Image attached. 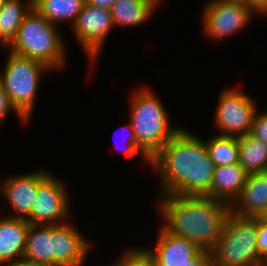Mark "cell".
<instances>
[{
	"instance_id": "obj_30",
	"label": "cell",
	"mask_w": 267,
	"mask_h": 266,
	"mask_svg": "<svg viewBox=\"0 0 267 266\" xmlns=\"http://www.w3.org/2000/svg\"><path fill=\"white\" fill-rule=\"evenodd\" d=\"M117 0H86V3L90 6L111 9L112 5Z\"/></svg>"
},
{
	"instance_id": "obj_18",
	"label": "cell",
	"mask_w": 267,
	"mask_h": 266,
	"mask_svg": "<svg viewBox=\"0 0 267 266\" xmlns=\"http://www.w3.org/2000/svg\"><path fill=\"white\" fill-rule=\"evenodd\" d=\"M160 0H117L111 7L114 26H138L151 18Z\"/></svg>"
},
{
	"instance_id": "obj_2",
	"label": "cell",
	"mask_w": 267,
	"mask_h": 266,
	"mask_svg": "<svg viewBox=\"0 0 267 266\" xmlns=\"http://www.w3.org/2000/svg\"><path fill=\"white\" fill-rule=\"evenodd\" d=\"M158 210L163 227L211 251L223 236L229 205L206 196H159Z\"/></svg>"
},
{
	"instance_id": "obj_26",
	"label": "cell",
	"mask_w": 267,
	"mask_h": 266,
	"mask_svg": "<svg viewBox=\"0 0 267 266\" xmlns=\"http://www.w3.org/2000/svg\"><path fill=\"white\" fill-rule=\"evenodd\" d=\"M11 110L16 114L22 123L27 122V120L13 106L9 95L4 91L2 85L0 84V123L7 118L8 112H11Z\"/></svg>"
},
{
	"instance_id": "obj_16",
	"label": "cell",
	"mask_w": 267,
	"mask_h": 266,
	"mask_svg": "<svg viewBox=\"0 0 267 266\" xmlns=\"http://www.w3.org/2000/svg\"><path fill=\"white\" fill-rule=\"evenodd\" d=\"M247 176L248 173L239 163L216 166L212 188L206 197L218 199L230 206L240 194Z\"/></svg>"
},
{
	"instance_id": "obj_23",
	"label": "cell",
	"mask_w": 267,
	"mask_h": 266,
	"mask_svg": "<svg viewBox=\"0 0 267 266\" xmlns=\"http://www.w3.org/2000/svg\"><path fill=\"white\" fill-rule=\"evenodd\" d=\"M109 266H151V254L146 248H127L121 257Z\"/></svg>"
},
{
	"instance_id": "obj_3",
	"label": "cell",
	"mask_w": 267,
	"mask_h": 266,
	"mask_svg": "<svg viewBox=\"0 0 267 266\" xmlns=\"http://www.w3.org/2000/svg\"><path fill=\"white\" fill-rule=\"evenodd\" d=\"M130 100V124L138 147L151 160L181 128L170 123L163 104L149 88L135 91Z\"/></svg>"
},
{
	"instance_id": "obj_31",
	"label": "cell",
	"mask_w": 267,
	"mask_h": 266,
	"mask_svg": "<svg viewBox=\"0 0 267 266\" xmlns=\"http://www.w3.org/2000/svg\"><path fill=\"white\" fill-rule=\"evenodd\" d=\"M2 266H39V265H35L33 263L20 260V261L13 262V263H10V264H4Z\"/></svg>"
},
{
	"instance_id": "obj_13",
	"label": "cell",
	"mask_w": 267,
	"mask_h": 266,
	"mask_svg": "<svg viewBox=\"0 0 267 266\" xmlns=\"http://www.w3.org/2000/svg\"><path fill=\"white\" fill-rule=\"evenodd\" d=\"M154 246L146 249L162 266L188 264L202 250L191 240L169 233L163 226Z\"/></svg>"
},
{
	"instance_id": "obj_4",
	"label": "cell",
	"mask_w": 267,
	"mask_h": 266,
	"mask_svg": "<svg viewBox=\"0 0 267 266\" xmlns=\"http://www.w3.org/2000/svg\"><path fill=\"white\" fill-rule=\"evenodd\" d=\"M58 29L32 8L6 50L37 60L51 70L61 69L65 66L67 51Z\"/></svg>"
},
{
	"instance_id": "obj_10",
	"label": "cell",
	"mask_w": 267,
	"mask_h": 266,
	"mask_svg": "<svg viewBox=\"0 0 267 266\" xmlns=\"http://www.w3.org/2000/svg\"><path fill=\"white\" fill-rule=\"evenodd\" d=\"M65 182L49 173L38 185L37 198L25 219L29 224L57 225L69 215V198ZM61 221V222H60Z\"/></svg>"
},
{
	"instance_id": "obj_27",
	"label": "cell",
	"mask_w": 267,
	"mask_h": 266,
	"mask_svg": "<svg viewBox=\"0 0 267 266\" xmlns=\"http://www.w3.org/2000/svg\"><path fill=\"white\" fill-rule=\"evenodd\" d=\"M257 249L260 259L267 257V225L257 218Z\"/></svg>"
},
{
	"instance_id": "obj_7",
	"label": "cell",
	"mask_w": 267,
	"mask_h": 266,
	"mask_svg": "<svg viewBox=\"0 0 267 266\" xmlns=\"http://www.w3.org/2000/svg\"><path fill=\"white\" fill-rule=\"evenodd\" d=\"M256 101L239 89L228 88L221 92L215 111V125L219 135L240 137L250 133L258 110Z\"/></svg>"
},
{
	"instance_id": "obj_6",
	"label": "cell",
	"mask_w": 267,
	"mask_h": 266,
	"mask_svg": "<svg viewBox=\"0 0 267 266\" xmlns=\"http://www.w3.org/2000/svg\"><path fill=\"white\" fill-rule=\"evenodd\" d=\"M51 71L45 64L9 51L0 84L16 110L28 121L34 110L41 76ZM46 71V72H45Z\"/></svg>"
},
{
	"instance_id": "obj_14",
	"label": "cell",
	"mask_w": 267,
	"mask_h": 266,
	"mask_svg": "<svg viewBox=\"0 0 267 266\" xmlns=\"http://www.w3.org/2000/svg\"><path fill=\"white\" fill-rule=\"evenodd\" d=\"M238 217L258 218L267 210V171L248 174L238 197L229 206Z\"/></svg>"
},
{
	"instance_id": "obj_17",
	"label": "cell",
	"mask_w": 267,
	"mask_h": 266,
	"mask_svg": "<svg viewBox=\"0 0 267 266\" xmlns=\"http://www.w3.org/2000/svg\"><path fill=\"white\" fill-rule=\"evenodd\" d=\"M22 260L39 266H52L51 225L29 224Z\"/></svg>"
},
{
	"instance_id": "obj_33",
	"label": "cell",
	"mask_w": 267,
	"mask_h": 266,
	"mask_svg": "<svg viewBox=\"0 0 267 266\" xmlns=\"http://www.w3.org/2000/svg\"><path fill=\"white\" fill-rule=\"evenodd\" d=\"M151 266H162L159 262H157L153 256L151 255Z\"/></svg>"
},
{
	"instance_id": "obj_12",
	"label": "cell",
	"mask_w": 267,
	"mask_h": 266,
	"mask_svg": "<svg viewBox=\"0 0 267 266\" xmlns=\"http://www.w3.org/2000/svg\"><path fill=\"white\" fill-rule=\"evenodd\" d=\"M49 174L47 171H34L4 179L0 186L10 208L16 214L9 217L26 219L31 213V207L37 198L39 183Z\"/></svg>"
},
{
	"instance_id": "obj_25",
	"label": "cell",
	"mask_w": 267,
	"mask_h": 266,
	"mask_svg": "<svg viewBox=\"0 0 267 266\" xmlns=\"http://www.w3.org/2000/svg\"><path fill=\"white\" fill-rule=\"evenodd\" d=\"M122 128H125L124 130H128L127 131L128 134L126 135V138H124L126 140H125V145L123 146V150L121 148L122 145L121 146L119 145L121 151H123L127 157L132 156L135 153H140V155L143 157L142 159L146 160V162L150 164L151 160L138 147L132 125L129 123L128 125L123 126ZM120 148H118V150Z\"/></svg>"
},
{
	"instance_id": "obj_15",
	"label": "cell",
	"mask_w": 267,
	"mask_h": 266,
	"mask_svg": "<svg viewBox=\"0 0 267 266\" xmlns=\"http://www.w3.org/2000/svg\"><path fill=\"white\" fill-rule=\"evenodd\" d=\"M29 223L22 218L0 217V265L22 260Z\"/></svg>"
},
{
	"instance_id": "obj_9",
	"label": "cell",
	"mask_w": 267,
	"mask_h": 266,
	"mask_svg": "<svg viewBox=\"0 0 267 266\" xmlns=\"http://www.w3.org/2000/svg\"><path fill=\"white\" fill-rule=\"evenodd\" d=\"M203 9L204 33L213 40L237 33L249 24L255 14L244 3L223 0H209Z\"/></svg>"
},
{
	"instance_id": "obj_22",
	"label": "cell",
	"mask_w": 267,
	"mask_h": 266,
	"mask_svg": "<svg viewBox=\"0 0 267 266\" xmlns=\"http://www.w3.org/2000/svg\"><path fill=\"white\" fill-rule=\"evenodd\" d=\"M205 143L215 166L239 163L238 137L217 134L205 140Z\"/></svg>"
},
{
	"instance_id": "obj_24",
	"label": "cell",
	"mask_w": 267,
	"mask_h": 266,
	"mask_svg": "<svg viewBox=\"0 0 267 266\" xmlns=\"http://www.w3.org/2000/svg\"><path fill=\"white\" fill-rule=\"evenodd\" d=\"M249 135L267 143V111L257 110Z\"/></svg>"
},
{
	"instance_id": "obj_35",
	"label": "cell",
	"mask_w": 267,
	"mask_h": 266,
	"mask_svg": "<svg viewBox=\"0 0 267 266\" xmlns=\"http://www.w3.org/2000/svg\"><path fill=\"white\" fill-rule=\"evenodd\" d=\"M262 266H267V257L263 260Z\"/></svg>"
},
{
	"instance_id": "obj_1",
	"label": "cell",
	"mask_w": 267,
	"mask_h": 266,
	"mask_svg": "<svg viewBox=\"0 0 267 266\" xmlns=\"http://www.w3.org/2000/svg\"><path fill=\"white\" fill-rule=\"evenodd\" d=\"M165 195L206 196L213 183L215 163L205 140L181 128L151 159Z\"/></svg>"
},
{
	"instance_id": "obj_34",
	"label": "cell",
	"mask_w": 267,
	"mask_h": 266,
	"mask_svg": "<svg viewBox=\"0 0 267 266\" xmlns=\"http://www.w3.org/2000/svg\"><path fill=\"white\" fill-rule=\"evenodd\" d=\"M223 1H228V2H241L246 4V0H223Z\"/></svg>"
},
{
	"instance_id": "obj_11",
	"label": "cell",
	"mask_w": 267,
	"mask_h": 266,
	"mask_svg": "<svg viewBox=\"0 0 267 266\" xmlns=\"http://www.w3.org/2000/svg\"><path fill=\"white\" fill-rule=\"evenodd\" d=\"M52 266H84L90 243L70 223L51 225Z\"/></svg>"
},
{
	"instance_id": "obj_5",
	"label": "cell",
	"mask_w": 267,
	"mask_h": 266,
	"mask_svg": "<svg viewBox=\"0 0 267 266\" xmlns=\"http://www.w3.org/2000/svg\"><path fill=\"white\" fill-rule=\"evenodd\" d=\"M210 254L211 266H262L257 249V218L230 213L223 236Z\"/></svg>"
},
{
	"instance_id": "obj_28",
	"label": "cell",
	"mask_w": 267,
	"mask_h": 266,
	"mask_svg": "<svg viewBox=\"0 0 267 266\" xmlns=\"http://www.w3.org/2000/svg\"><path fill=\"white\" fill-rule=\"evenodd\" d=\"M180 266H211L210 251L202 249L188 264Z\"/></svg>"
},
{
	"instance_id": "obj_8",
	"label": "cell",
	"mask_w": 267,
	"mask_h": 266,
	"mask_svg": "<svg viewBox=\"0 0 267 266\" xmlns=\"http://www.w3.org/2000/svg\"><path fill=\"white\" fill-rule=\"evenodd\" d=\"M113 27L114 23L109 9L90 6L87 3L83 5L70 28L88 60L90 59V65L96 62L101 47Z\"/></svg>"
},
{
	"instance_id": "obj_20",
	"label": "cell",
	"mask_w": 267,
	"mask_h": 266,
	"mask_svg": "<svg viewBox=\"0 0 267 266\" xmlns=\"http://www.w3.org/2000/svg\"><path fill=\"white\" fill-rule=\"evenodd\" d=\"M86 0H33V8L50 23H74Z\"/></svg>"
},
{
	"instance_id": "obj_19",
	"label": "cell",
	"mask_w": 267,
	"mask_h": 266,
	"mask_svg": "<svg viewBox=\"0 0 267 266\" xmlns=\"http://www.w3.org/2000/svg\"><path fill=\"white\" fill-rule=\"evenodd\" d=\"M33 8V0H5L0 9V44L7 48L15 39L24 17Z\"/></svg>"
},
{
	"instance_id": "obj_36",
	"label": "cell",
	"mask_w": 267,
	"mask_h": 266,
	"mask_svg": "<svg viewBox=\"0 0 267 266\" xmlns=\"http://www.w3.org/2000/svg\"><path fill=\"white\" fill-rule=\"evenodd\" d=\"M5 0H0V9L4 5Z\"/></svg>"
},
{
	"instance_id": "obj_32",
	"label": "cell",
	"mask_w": 267,
	"mask_h": 266,
	"mask_svg": "<svg viewBox=\"0 0 267 266\" xmlns=\"http://www.w3.org/2000/svg\"><path fill=\"white\" fill-rule=\"evenodd\" d=\"M258 218L267 225V210L264 211Z\"/></svg>"
},
{
	"instance_id": "obj_29",
	"label": "cell",
	"mask_w": 267,
	"mask_h": 266,
	"mask_svg": "<svg viewBox=\"0 0 267 266\" xmlns=\"http://www.w3.org/2000/svg\"><path fill=\"white\" fill-rule=\"evenodd\" d=\"M246 5L255 13V15H267V0H246Z\"/></svg>"
},
{
	"instance_id": "obj_21",
	"label": "cell",
	"mask_w": 267,
	"mask_h": 266,
	"mask_svg": "<svg viewBox=\"0 0 267 266\" xmlns=\"http://www.w3.org/2000/svg\"><path fill=\"white\" fill-rule=\"evenodd\" d=\"M239 164L248 173L267 171V143L252 136L238 137Z\"/></svg>"
}]
</instances>
